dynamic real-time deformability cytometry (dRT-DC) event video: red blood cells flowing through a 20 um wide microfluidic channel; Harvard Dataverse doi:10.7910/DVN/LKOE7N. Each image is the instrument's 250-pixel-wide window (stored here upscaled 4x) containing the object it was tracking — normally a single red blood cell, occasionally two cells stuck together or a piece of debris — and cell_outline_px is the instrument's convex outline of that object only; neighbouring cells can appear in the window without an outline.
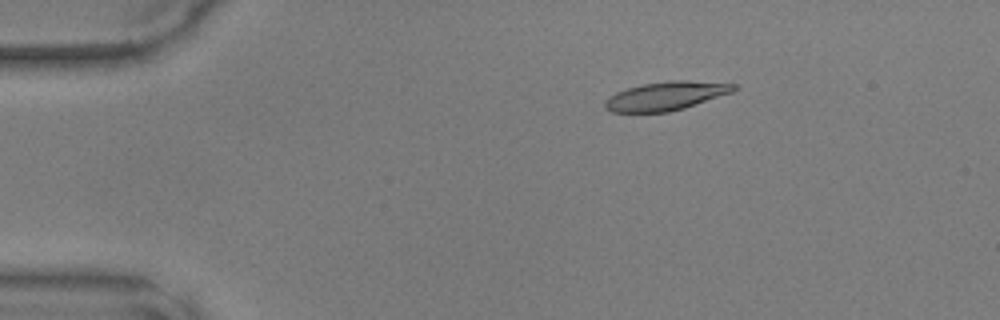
{"species": "common noctule bat (a hibernating species)", "species_latin": "Nyctalus noctula", "temperature_condition": "warm", "stored_images_in_passage": 48, "camera_frame_rate_fps": 3000, "um_per_image_px": 0.085, "animal": {"sex": "male", "body_mass_g": 17.9, "forearm_length_mm": 54.2}, "frame": {"image": 1, "passage_image": 9, "time_ms": 2.667, "image_size_px": [1000, 320], "cell_outline_px": [[736, 88], [732, 92], [684, 108], [668, 112], [612, 112], [604, 108], [604, 100], [608, 96], [616, 92], [640, 84], [672, 80], [688, 80], [736, 84]], "centroid_in_image_um": [56.55, 8.15], "position_along_channel_um": 28.4, "area_um2": 21.5}}
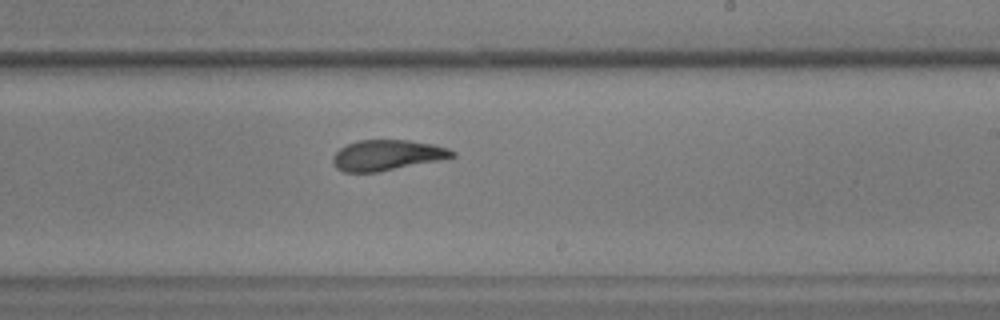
{"frame": {"image": 2, "passage_image": 30, "time_ms": 9.667, "image_size_px": [1000, 320], "cell_outline_px": [[456, 156], [440, 160], [376, 172], [344, 172], [336, 168], [332, 160], [332, 156], [340, 148], [348, 144], [360, 140], [408, 140], [432, 144], [448, 148], [456, 152]], "centroid_in_image_um": [32.9, 13.19], "position_along_channel_um": 256.1, "area_um2": 21.1}}
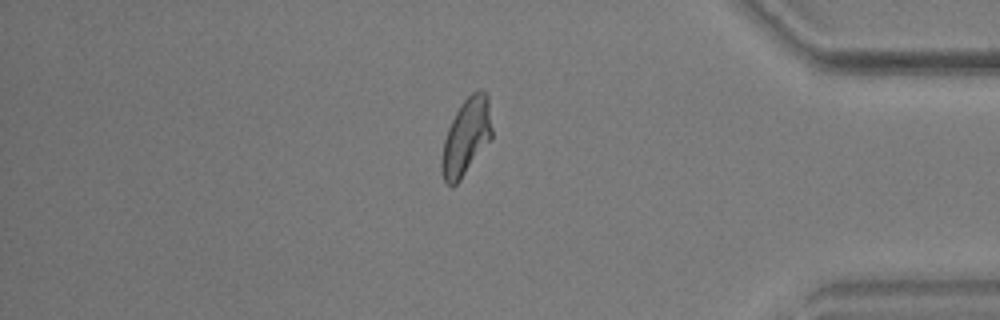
{"frame": {"image": 3, "passage_image": 42, "time_ms": 13.667, "image_size_px": [1000, 320], "cell_outline_px": [[492, 140], [460, 180], [452, 188], [444, 180], [440, 168], [440, 160], [444, 140], [448, 128], [460, 104], [472, 92], [480, 88], [488, 92], [492, 128]], "centroid_in_image_um": [39.65, 11.62], "position_along_channel_um": 395.6, "area_um2": 22.95}}